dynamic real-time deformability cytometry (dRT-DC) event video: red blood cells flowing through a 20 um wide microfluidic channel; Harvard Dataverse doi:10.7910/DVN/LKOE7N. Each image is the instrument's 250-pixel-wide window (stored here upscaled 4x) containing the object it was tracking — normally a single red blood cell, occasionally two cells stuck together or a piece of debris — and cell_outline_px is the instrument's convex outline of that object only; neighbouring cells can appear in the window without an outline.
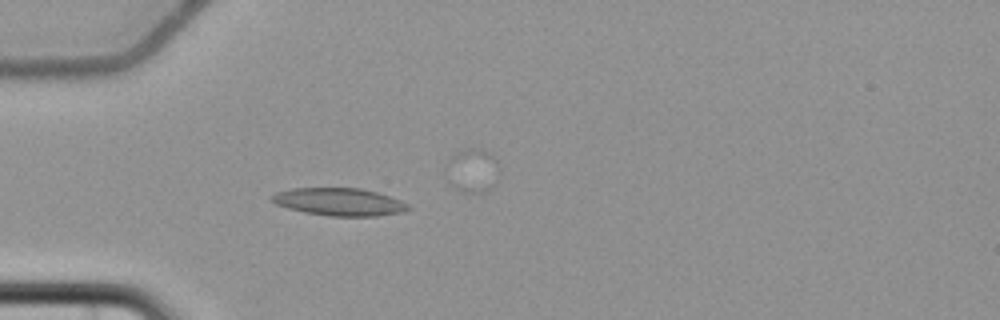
{"species": "common noctule bat (a hibernating species)", "species_latin": "Nyctalus noctula", "temperature_condition": "cold", "stored_images_in_passage": 3, "camera_frame_rate_fps": 3000, "um_per_image_px": 0.085, "animal": {"sex": "female", "body_mass_g": 22.7, "forearm_length_mm": 54.2}, "frame": {"image": 1, "passage_image": 2, "time_ms": 1.333, "image_size_px": [1000, 320], "cell_outline_px": [[412, 208], [404, 212], [376, 216], [328, 216], [304, 212], [288, 208], [276, 204], [272, 200], [272, 196], [276, 192], [292, 188], [360, 188], [376, 192], [400, 200], [408, 204]], "centroid_in_image_um": [28.86, 17.16], "position_along_channel_um": 56.1, "area_um2": 21.91}}